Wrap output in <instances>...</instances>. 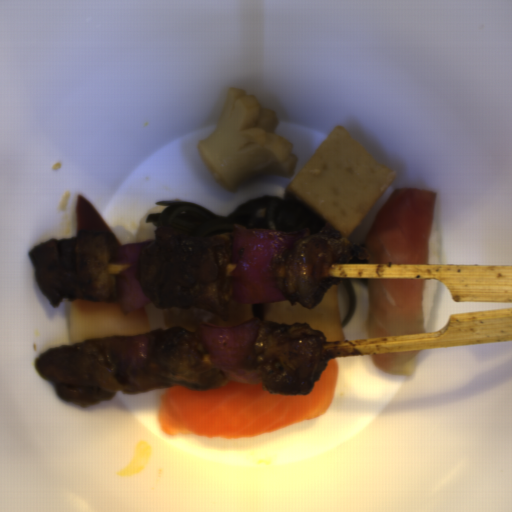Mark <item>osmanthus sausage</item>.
Instances as JSON below:
<instances>
[{
    "label": "osmanthus sausage",
    "mask_w": 512,
    "mask_h": 512,
    "mask_svg": "<svg viewBox=\"0 0 512 512\" xmlns=\"http://www.w3.org/2000/svg\"><path fill=\"white\" fill-rule=\"evenodd\" d=\"M279 119L254 95L229 87L213 132L197 142L199 157L216 184L237 191L267 176H293L298 158L294 143L275 133Z\"/></svg>",
    "instance_id": "d35146e8"
}]
</instances>
